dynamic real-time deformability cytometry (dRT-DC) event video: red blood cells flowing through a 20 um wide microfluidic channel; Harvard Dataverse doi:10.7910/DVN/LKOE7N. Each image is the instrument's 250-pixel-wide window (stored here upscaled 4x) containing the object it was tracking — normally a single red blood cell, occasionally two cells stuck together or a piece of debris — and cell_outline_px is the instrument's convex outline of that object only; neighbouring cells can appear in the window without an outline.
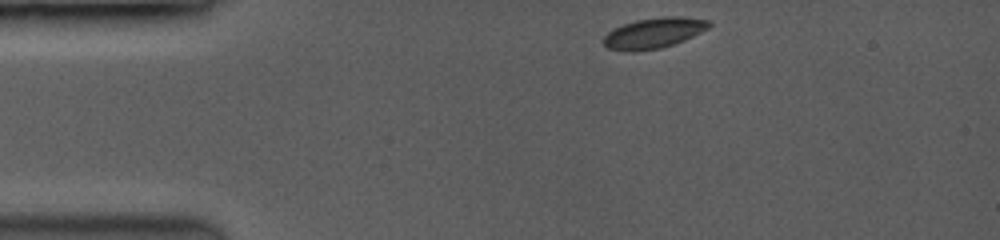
{"species": "common noctule bat (a hibernating species)", "species_latin": "Nyctalus noctula", "temperature_condition": "room temperature", "stored_images_in_passage": 15, "camera_frame_rate_fps": 3500, "um_per_image_px": 0.085, "animal": {"sex": "female", "body_mass_g": 19.0, "forearm_length_mm": 53.3}, "frame": {"image": 1, "passage_image": 1, "time_ms": 0.0, "image_size_px": [1000, 240], "cell_outline_px": [[712, 24], [708, 28], [700, 32], [672, 44], [660, 48], [608, 48], [604, 44], [604, 36], [608, 32], [624, 24], [636, 20], [668, 16], [672, 16], [708, 20]], "centroid_in_image_um": [55.62, 2.75], "position_along_channel_um": 29.4, "area_um2": 17.46}}